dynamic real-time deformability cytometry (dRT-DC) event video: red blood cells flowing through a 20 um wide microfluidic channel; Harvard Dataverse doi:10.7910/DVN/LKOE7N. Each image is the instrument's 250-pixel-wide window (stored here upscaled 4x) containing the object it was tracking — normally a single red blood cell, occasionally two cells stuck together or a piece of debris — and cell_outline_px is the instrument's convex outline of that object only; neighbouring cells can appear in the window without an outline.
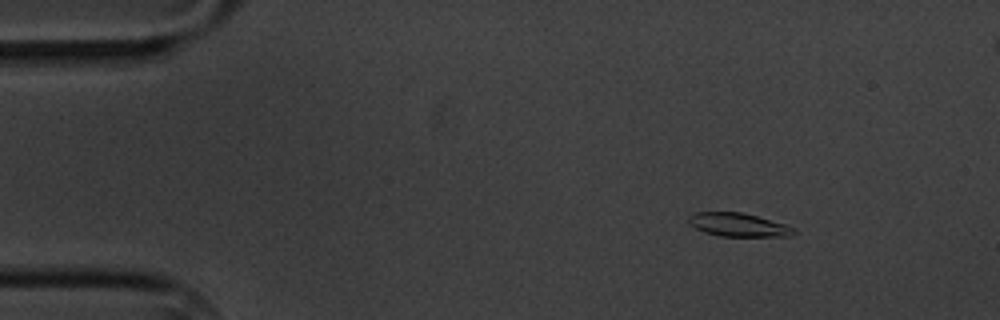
{"species": "common noctule bat (a hibernating species)", "species_latin": "Nyctalus noctula", "temperature_condition": "cold", "stored_images_in_passage": 6, "camera_frame_rate_fps": 3000, "um_per_image_px": 0.085, "animal": {"sex": "male", "body_mass_g": 20.1, "forearm_length_mm": 53.5}, "frame": {"image": 1, "passage_image": 3, "time_ms": 2.333, "image_size_px": [1000, 320], "cell_outline_px": [[796, 232], [792, 236], [720, 236], [704, 232], [688, 224], [688, 216], [692, 212], [744, 212], [784, 224], [796, 228]], "centroid_in_image_um": [62.74, 19.1], "position_along_channel_um": 22.3, "area_um2": 14.51}}